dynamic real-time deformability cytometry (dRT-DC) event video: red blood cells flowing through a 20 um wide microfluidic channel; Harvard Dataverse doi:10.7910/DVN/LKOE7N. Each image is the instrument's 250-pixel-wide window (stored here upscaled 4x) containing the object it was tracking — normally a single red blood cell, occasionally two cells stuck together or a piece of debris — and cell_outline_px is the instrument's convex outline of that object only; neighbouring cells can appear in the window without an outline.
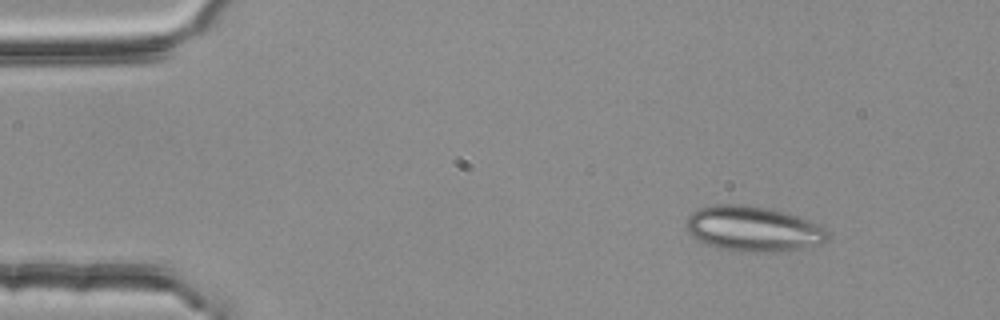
{"species": "common noctule bat (a hibernating species)", "species_latin": "Nyctalus noctula", "temperature_condition": "room temperature", "stored_images_in_passage": 2, "camera_frame_rate_fps": 3000, "um_per_image_px": 0.085, "animal": {"sex": "female", "body_mass_g": 25.1}, "frame": {"image": 1, "passage_image": 1, "time_ms": 0.0, "image_size_px": [1000, 320], "cell_outline_px": [[828, 240], [820, 244], [788, 252], [756, 252], [720, 248], [708, 244], [692, 236], [688, 232], [684, 224], [688, 216], [692, 212], [700, 208], [716, 204], [744, 204], [772, 208], [788, 212], [808, 220], [824, 228], [828, 232]], "centroid_in_image_um": [64.04, 19.44], "position_along_channel_um": 21.0, "area_um2": 37.57}}